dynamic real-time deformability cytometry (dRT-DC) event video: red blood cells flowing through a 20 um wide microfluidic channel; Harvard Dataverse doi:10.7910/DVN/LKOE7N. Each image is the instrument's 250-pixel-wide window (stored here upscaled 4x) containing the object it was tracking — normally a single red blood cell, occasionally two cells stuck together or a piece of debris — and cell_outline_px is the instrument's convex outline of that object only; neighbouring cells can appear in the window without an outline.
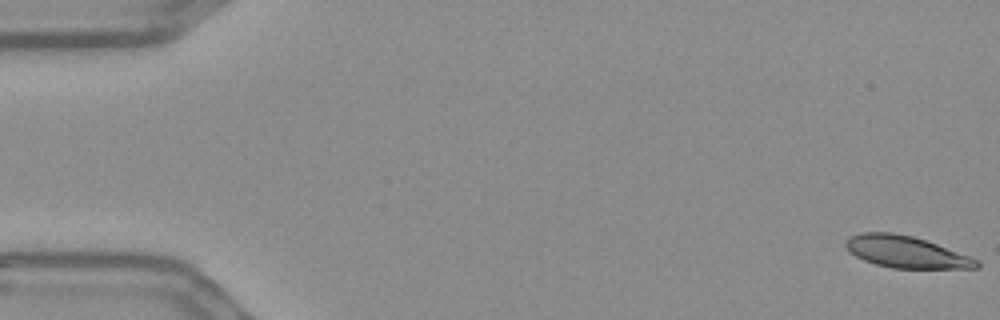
{"species": "Egyptian fruit bat (a non-hibernating species)", "species_latin": "Rousettus aegyptiacus", "temperature_condition": "warm", "stored_images_in_passage": 25, "camera_frame_rate_fps": 3000, "um_per_image_px": 0.085, "frame": {"image": 1, "passage_image": 1, "time_ms": 0.0, "image_size_px": [1000, 320], "cell_outline_px": [[980, 268], [892, 268], [876, 264], [864, 260], [848, 252], [844, 244], [852, 236], [860, 232], [892, 232], [912, 236], [936, 244], [980, 260]], "centroid_in_image_um": [77.01, 21.42], "position_along_channel_um": 8.0, "area_um2": 24.04}}
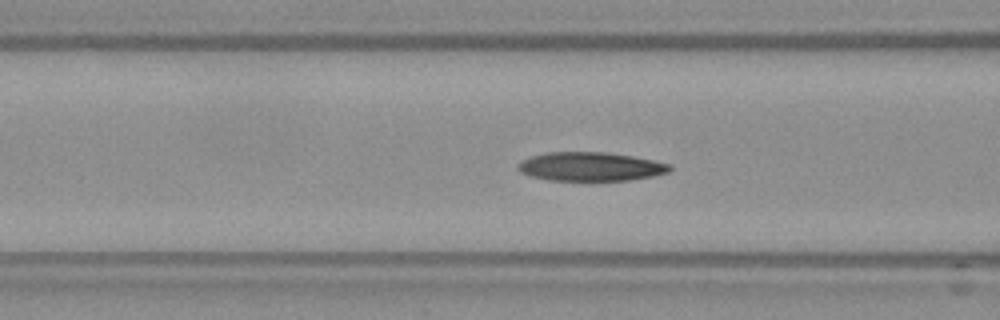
{"frame": {"image": 2, "passage_image": 22, "time_ms": 7.0, "image_size_px": [1000, 320], "cell_outline_px": [[672, 168], [668, 172], [652, 176], [628, 180], [548, 180], [532, 176], [520, 172], [516, 168], [516, 164], [520, 160], [532, 156], [548, 152], [608, 152], [632, 156], [672, 164]], "centroid_in_image_um": [50.17, 14.15], "position_along_channel_um": 116.4, "area_um2": 25.49}}
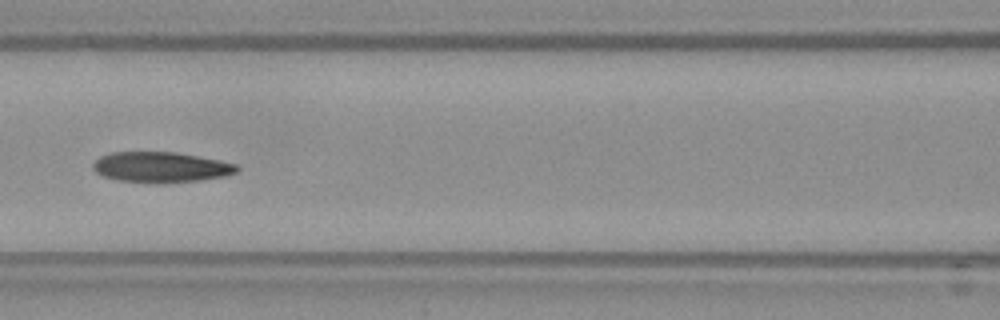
{"frame": {"image": 3, "passage_image": 25, "time_ms": 8.0, "image_size_px": [1000, 320], "cell_outline_px": [[240, 168], [236, 172], [224, 176], [200, 180], [164, 184], [116, 180], [104, 176], [96, 172], [92, 168], [92, 164], [100, 156], [112, 152], [176, 152], [220, 160], [236, 164]], "centroid_in_image_um": [13.67, 14.21], "position_along_channel_um": 152.9, "area_um2": 25.72}}